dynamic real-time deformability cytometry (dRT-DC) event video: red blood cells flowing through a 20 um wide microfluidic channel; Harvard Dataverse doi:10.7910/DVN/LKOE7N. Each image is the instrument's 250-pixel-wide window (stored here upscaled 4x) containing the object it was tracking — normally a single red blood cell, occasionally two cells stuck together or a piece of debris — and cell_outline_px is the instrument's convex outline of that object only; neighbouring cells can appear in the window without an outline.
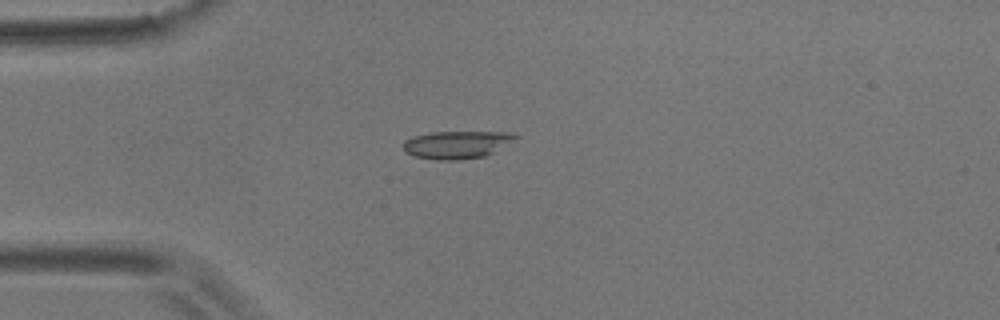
{"species": "common noctule bat (a hibernating species)", "species_latin": "Nyctalus noctula", "temperature_condition": "room temperature", "stored_images_in_passage": 8, "camera_frame_rate_fps": 3000, "um_per_image_px": 0.085, "animal": {"sex": "male", "body_mass_g": 17.9}, "frame": {"image": 1, "passage_image": 3, "time_ms": 0.667, "image_size_px": [1000, 320], "cell_outline_px": [[520, 136], [492, 152], [484, 156], [456, 160], [436, 160], [416, 156], [404, 152], [404, 140], [412, 136], [432, 132], [508, 132]], "centroid_in_image_um": [38.78, 12.29], "position_along_channel_um": 46.2, "area_um2": 17.86}}
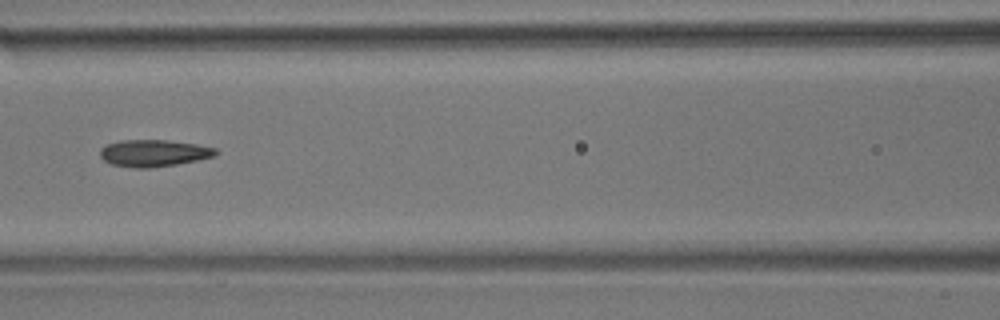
{"frame": {"image": 2, "passage_image": 6, "time_ms": 1.667, "image_size_px": [1000, 320], "cell_outline_px": [[220, 152], [216, 156], [176, 164], [152, 168], [132, 168], [112, 164], [104, 160], [100, 156], [100, 148], [108, 144], [120, 140], [164, 140], [196, 144], [216, 148]], "centroid_in_image_um": [13.08, 13.02], "position_along_channel_um": 153.5, "area_um2": 18.15}}
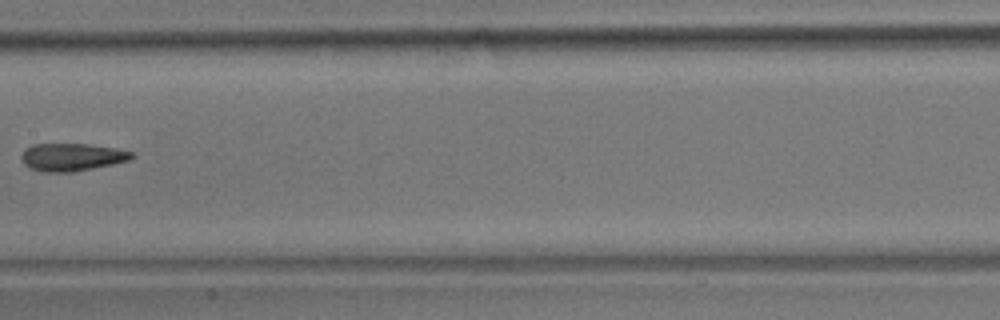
{"frame": {"image": 3, "passage_image": 7, "time_ms": 2.0, "image_size_px": [1000, 320], "cell_outline_px": [[136, 156], [128, 160], [112, 164], [72, 172], [40, 172], [28, 168], [24, 164], [20, 156], [24, 148], [32, 144], [88, 144], [116, 148], [132, 152]], "centroid_in_image_um": [6.05, 13.35], "position_along_channel_um": 201.3, "area_um2": 17.92}}